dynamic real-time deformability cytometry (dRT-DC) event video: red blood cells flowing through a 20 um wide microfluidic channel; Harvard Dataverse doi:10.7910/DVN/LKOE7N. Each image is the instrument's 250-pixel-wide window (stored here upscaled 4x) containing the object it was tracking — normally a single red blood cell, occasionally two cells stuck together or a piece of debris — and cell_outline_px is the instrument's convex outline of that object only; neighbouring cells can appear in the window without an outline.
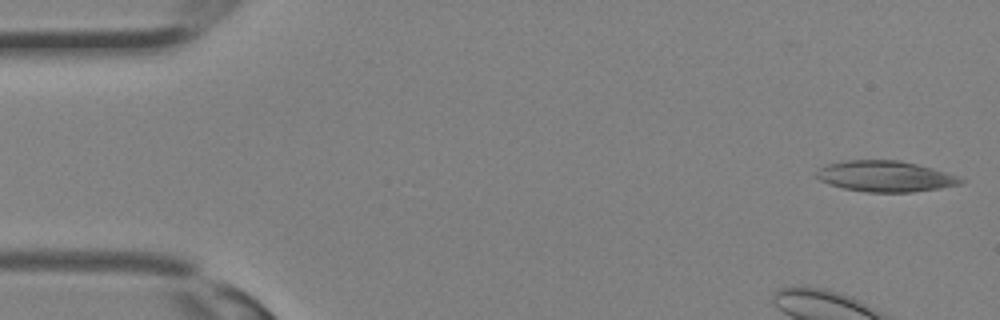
{"species": "Egyptian fruit bat (a non-hibernating species)", "species_latin": "Rousettus aegyptiacus", "temperature_condition": "room temperature", "stored_images_in_passage": 21, "camera_frame_rate_fps": 3000, "um_per_image_px": 0.085, "animal": {"sex": "female"}, "frame": {"image": 1, "passage_image": 1, "time_ms": 0.0, "image_size_px": [1000, 320], "cell_outline_px": [[964, 180], [960, 184], [940, 188], [912, 192], [868, 192], [844, 188], [820, 180], [816, 176], [816, 172], [820, 168], [828, 164], [844, 160], [900, 160], [932, 168], [956, 176]], "centroid_in_image_um": [75.24, 14.98], "position_along_channel_um": 9.8, "area_um2": 25.61}}